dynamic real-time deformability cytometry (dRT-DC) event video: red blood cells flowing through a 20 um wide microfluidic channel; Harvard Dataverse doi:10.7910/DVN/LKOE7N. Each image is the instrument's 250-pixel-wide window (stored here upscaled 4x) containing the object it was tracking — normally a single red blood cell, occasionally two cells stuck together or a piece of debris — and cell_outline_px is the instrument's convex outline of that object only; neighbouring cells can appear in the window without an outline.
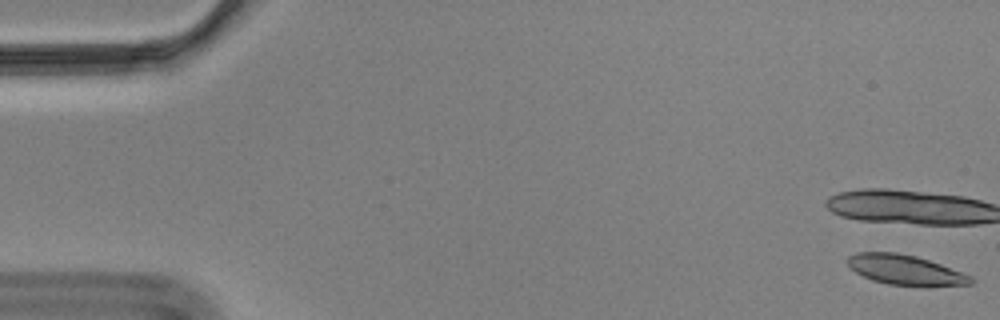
{"species": "Egyptian fruit bat (a non-hibernating species)", "species_latin": "Rousettus aegyptiacus", "temperature_condition": "cold", "stored_images_in_passage": 55, "camera_frame_rate_fps": 3000, "um_per_image_px": 0.085, "animal": {"sex": "male"}, "frame": {"image": 1, "passage_image": 1, "time_ms": 0.0, "image_size_px": [1000, 320], "cell_outline_px": [[972, 284], [888, 284], [872, 280], [856, 272], [844, 260], [848, 256], [856, 252], [896, 252], [916, 256], [940, 264], [972, 276]], "centroid_in_image_um": [76.85, 22.89], "position_along_channel_um": 8.1, "area_um2": 20.75}, "authors_computed_cell_mechanics": {"area_um2": 24.9118, "velocity_mm_per_s": 3.4931, "shape_relaxation_time_tau1_ms": null, "shape_relaxation_time_tau2_ms": 2.4375, "deformation_change_tau1": null, "deformation_change_tau2": 0.0956}}